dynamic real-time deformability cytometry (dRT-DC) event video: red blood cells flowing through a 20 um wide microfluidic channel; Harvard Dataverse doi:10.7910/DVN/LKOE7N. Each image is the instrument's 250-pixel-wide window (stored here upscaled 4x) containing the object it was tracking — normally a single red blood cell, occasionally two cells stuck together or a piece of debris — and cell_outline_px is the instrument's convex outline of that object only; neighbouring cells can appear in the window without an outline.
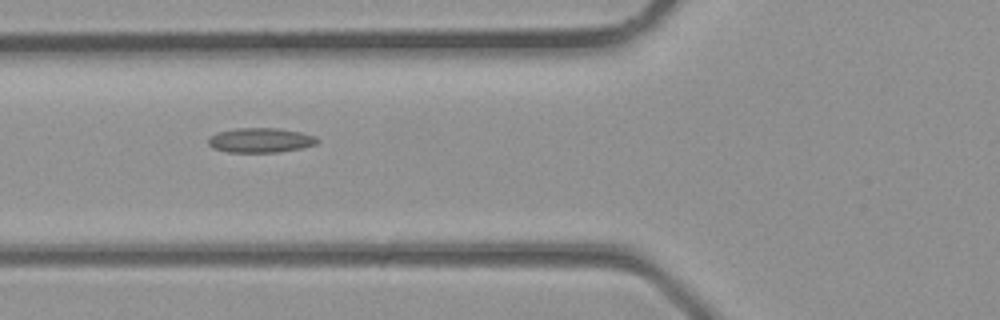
{"species": "common noctule bat (a hibernating species)", "species_latin": "Nyctalus noctula", "temperature_condition": "room temperature", "stored_images_in_passage": 3, "camera_frame_rate_fps": 3000, "um_per_image_px": 0.085, "animal": {"sex": "male", "body_mass_g": 23.1, "forearm_length_mm": 52.7}, "frame": {"image": 1, "passage_image": 2, "time_ms": 0.333, "image_size_px": [1000, 320], "cell_outline_px": [[320, 140], [316, 144], [300, 148], [280, 152], [228, 152], [212, 148], [208, 144], [208, 136], [220, 132], [236, 128], [276, 128], [300, 132], [316, 136]], "centroid_in_image_um": [22.13, 11.92], "position_along_channel_um": 103.7, "area_um2": 15.66}}
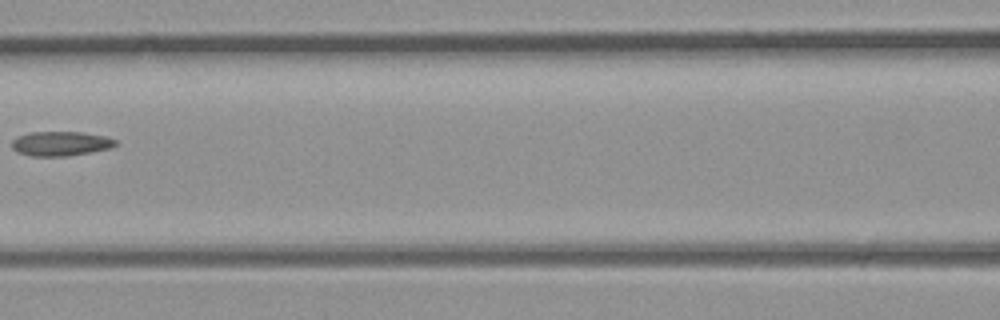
{"frame": {"image": 2, "passage_image": 3, "time_ms": 0.667, "image_size_px": [1000, 320], "cell_outline_px": [[116, 144], [112, 148], [68, 156], [32, 156], [16, 152], [12, 148], [12, 140], [20, 136], [32, 132], [80, 132], [104, 136], [116, 140]], "centroid_in_image_um": [5.15, 12.21], "position_along_channel_um": 161.4, "area_um2": 14.68}}